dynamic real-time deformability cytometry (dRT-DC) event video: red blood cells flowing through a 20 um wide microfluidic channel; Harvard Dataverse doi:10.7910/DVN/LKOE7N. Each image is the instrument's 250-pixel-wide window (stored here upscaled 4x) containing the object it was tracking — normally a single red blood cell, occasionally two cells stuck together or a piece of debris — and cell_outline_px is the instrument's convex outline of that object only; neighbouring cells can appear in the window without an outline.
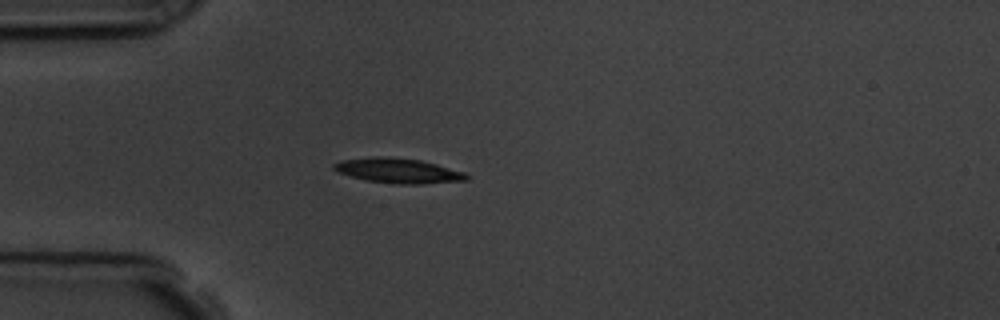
{"species": "common noctule bat (a hibernating species)", "species_latin": "Nyctalus noctula", "temperature_condition": "room temperature", "stored_images_in_passage": 5, "camera_frame_rate_fps": 3000, "um_per_image_px": 0.085, "animal": {"sex": "male", "body_mass_g": 19.5, "forearm_length_mm": 54.6}, "frame": {"image": 1, "passage_image": 4, "time_ms": 3.333, "image_size_px": [1000, 320], "cell_outline_px": [[468, 180], [420, 184], [396, 184], [368, 180], [352, 176], [340, 172], [332, 168], [332, 164], [340, 160], [372, 156], [388, 156], [420, 160], [436, 164], [464, 172], [468, 176]], "centroid_in_image_um": [33.83, 14.49], "position_along_channel_um": 51.2, "area_um2": 19.13}}